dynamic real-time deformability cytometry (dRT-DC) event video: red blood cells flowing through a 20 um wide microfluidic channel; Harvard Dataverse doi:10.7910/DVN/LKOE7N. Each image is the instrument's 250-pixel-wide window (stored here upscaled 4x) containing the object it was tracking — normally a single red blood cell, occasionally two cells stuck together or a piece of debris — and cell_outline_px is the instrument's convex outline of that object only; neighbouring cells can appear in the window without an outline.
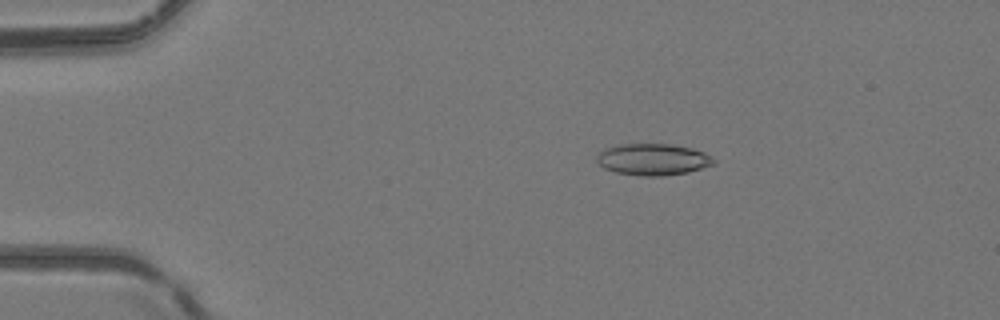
{"species": "common noctule bat (a hibernating species)", "species_latin": "Nyctalus noctula", "temperature_condition": "room temperature", "stored_images_in_passage": 49, "camera_frame_rate_fps": 3000, "um_per_image_px": 0.085, "animal": {"sex": "female", "body_mass_g": 24.6, "forearm_length_mm": 56.2}, "frame": {"image": 1, "passage_image": 9, "time_ms": 2.667, "image_size_px": [1000, 320], "cell_outline_px": [[716, 160], [712, 164], [688, 172], [664, 176], [644, 176], [616, 172], [604, 168], [596, 160], [596, 152], [604, 148], [620, 144], [672, 144], [692, 148], [704, 152], [712, 156]], "centroid_in_image_um": [55.47, 13.54], "position_along_channel_um": 29.5, "area_um2": 21.62}}
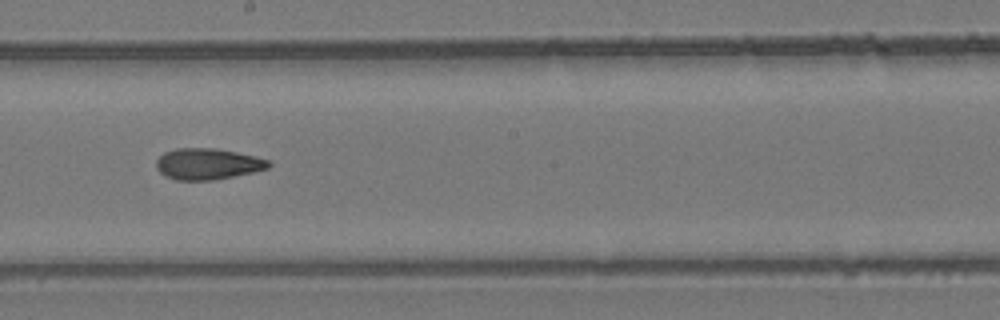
{"frame": {"image": 2, "passage_image": 28, "time_ms": 9.0, "image_size_px": [1000, 320], "cell_outline_px": [[272, 164], [268, 168], [252, 172], [212, 180], [176, 180], [164, 176], [156, 168], [156, 160], [164, 152], [176, 148], [216, 148], [236, 152], [268, 160]], "centroid_in_image_um": [17.6, 13.93], "position_along_channel_um": 230.6, "area_um2": 20.29}}
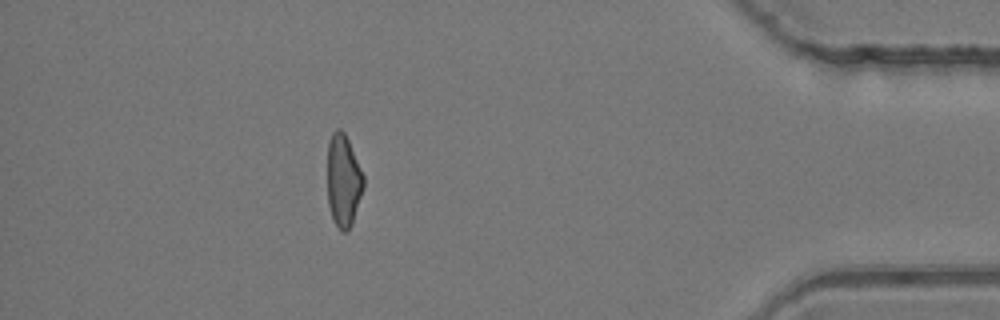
{"frame": {"image": 3, "passage_image": 44, "time_ms": 14.333, "image_size_px": [1000, 320], "cell_outline_px": [[364, 188], [352, 224], [348, 232], [340, 232], [332, 220], [328, 204], [328, 140], [332, 132], [336, 128], [340, 128], [344, 132], [348, 140], [364, 176]], "centroid_in_image_um": [29.18, 15.39], "position_along_channel_um": 406.0, "area_um2": 19.71}, "authors_computed_cell_mechanics": {"area_um2": 20.6346, "velocity_mm_per_s": 4.2118, "shape_relaxation_time_tau1_ms": null, "shape_relaxation_time_tau2_ms": 3.6408, "deformation_change_tau1": null, "deformation_change_tau2": 0.1256}}